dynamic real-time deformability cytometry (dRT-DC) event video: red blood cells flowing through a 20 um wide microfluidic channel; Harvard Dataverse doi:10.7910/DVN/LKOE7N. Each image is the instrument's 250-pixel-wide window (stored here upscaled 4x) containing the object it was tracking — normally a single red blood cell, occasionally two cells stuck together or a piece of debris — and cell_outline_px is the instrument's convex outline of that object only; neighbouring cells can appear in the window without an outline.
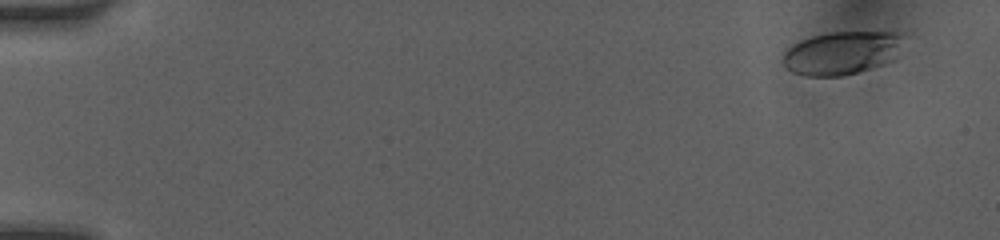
{"species": "human", "species_latin": "Homo sapiens", "temperature_condition": "room temperature", "stored_images_in_passage": 12, "camera_frame_rate_fps": 3000, "um_per_image_px": 0.085, "donor": {"sex": "female"}, "frame": {"image": 1, "passage_image": 1, "time_ms": 0.0, "image_size_px": [1000, 240], "cell_outline_px": [[908, 36], [900, 56], [896, 60], [884, 64], [844, 76], [804, 76], [792, 72], [780, 60], [784, 52], [792, 44], [800, 40], [812, 36], [832, 32], [896, 32]], "centroid_in_image_um": [71.64, 4.49], "position_along_channel_um": 13.4, "area_um2": 31.27}}
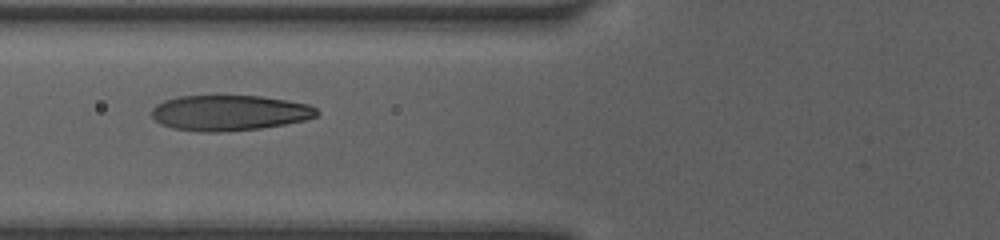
{"frame": {"image": 2, "passage_image": 9, "time_ms": 6.0, "image_size_px": [1000, 240], "cell_outline_px": [[320, 112], [316, 116], [304, 120], [284, 124], [260, 128], [220, 132], [200, 132], [172, 128], [160, 124], [152, 116], [152, 108], [156, 104], [164, 100], [176, 96], [260, 96], [308, 104], [316, 108]], "centroid_in_image_um": [19.46, 9.59], "position_along_channel_um": 106.3, "area_um2": 34.1}}
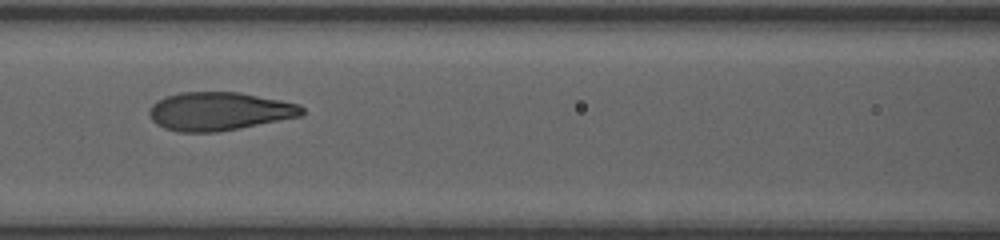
{"frame": {"image": 3, "passage_image": 11, "time_ms": 7.0, "image_size_px": [1000, 240], "cell_outline_px": [[304, 116], [240, 128], [216, 132], [180, 132], [164, 128], [156, 124], [152, 120], [148, 112], [152, 104], [168, 96], [180, 92], [240, 92], [300, 104], [304, 108]], "centroid_in_image_um": [18.67, 9.46], "position_along_channel_um": 147.9, "area_um2": 34.22}}